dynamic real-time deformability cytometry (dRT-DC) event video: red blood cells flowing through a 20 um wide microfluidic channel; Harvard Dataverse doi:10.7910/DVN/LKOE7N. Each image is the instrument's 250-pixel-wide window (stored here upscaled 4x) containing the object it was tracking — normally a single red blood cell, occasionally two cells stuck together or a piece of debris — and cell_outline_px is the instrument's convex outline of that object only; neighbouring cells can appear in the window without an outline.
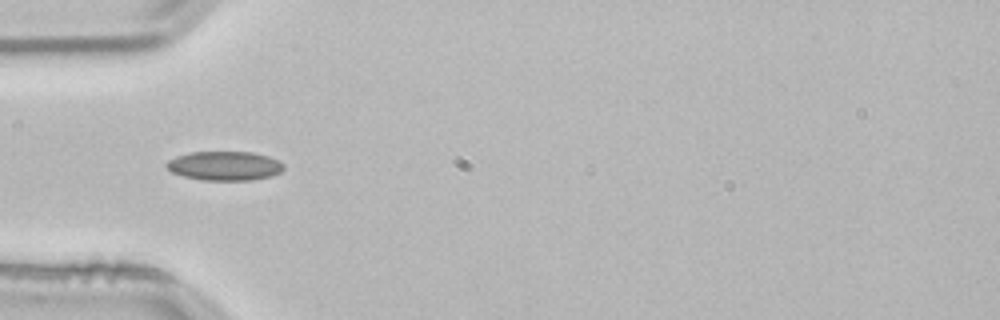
{"species": "common noctule bat (a hibernating species)", "species_latin": "Nyctalus noctula", "temperature_condition": "room temperature", "stored_images_in_passage": 5, "camera_frame_rate_fps": 3000, "um_per_image_px": 0.085, "animal": {"sex": "male", "body_mass_g": 21.5, "forearm_length_mm": 52.0}, "frame": {"image": 1, "passage_image": 3, "time_ms": 0.667, "image_size_px": [1000, 320], "cell_outline_px": [[284, 168], [280, 172], [272, 176], [252, 180], [200, 180], [184, 176], [172, 172], [164, 164], [168, 160], [176, 156], [192, 152], [252, 152], [268, 156], [280, 160], [284, 164]], "centroid_in_image_um": [19.11, 14.09], "position_along_channel_um": 65.9, "area_um2": 20.0}}